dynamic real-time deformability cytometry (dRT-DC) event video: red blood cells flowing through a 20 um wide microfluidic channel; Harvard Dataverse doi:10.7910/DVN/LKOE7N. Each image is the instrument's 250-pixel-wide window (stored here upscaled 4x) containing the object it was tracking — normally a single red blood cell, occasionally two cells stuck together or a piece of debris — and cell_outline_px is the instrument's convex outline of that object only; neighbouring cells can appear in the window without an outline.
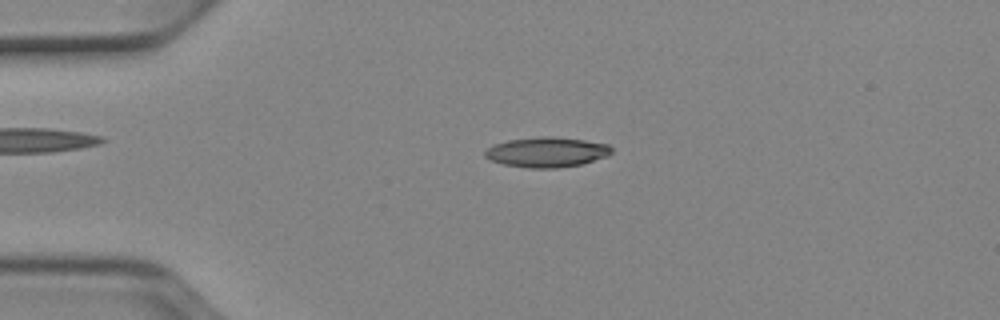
{"species": "Egyptian fruit bat (a non-hibernating species)", "species_latin": "Rousettus aegyptiacus", "temperature_condition": "cold", "stored_images_in_passage": 51, "camera_frame_rate_fps": 3000, "um_per_image_px": 0.085, "animal": {"sex": "female"}, "frame": {"image": 1, "passage_image": 11, "time_ms": 3.333, "image_size_px": [1000, 320], "cell_outline_px": [[612, 152], [608, 156], [580, 164], [556, 168], [528, 168], [504, 164], [488, 160], [484, 156], [484, 152], [492, 144], [508, 140], [540, 136], [556, 136], [584, 140], [608, 144], [612, 148]], "centroid_in_image_um": [46.45, 12.92], "position_along_channel_um": 38.6, "area_um2": 22.31}}
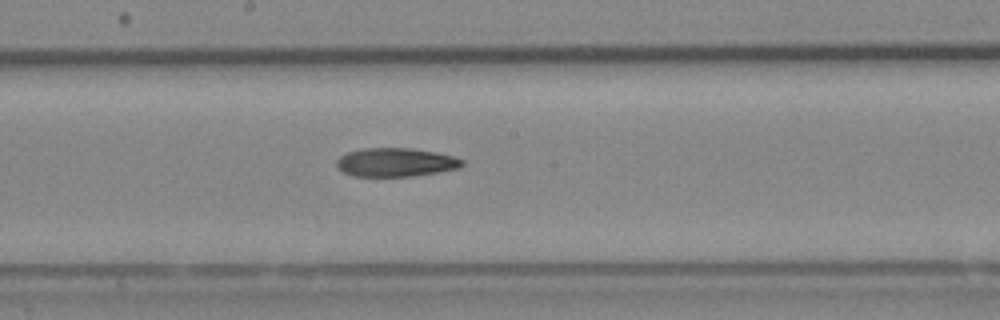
{"frame": {"image": 2, "passage_image": 27, "time_ms": 8.667, "image_size_px": [1000, 320], "cell_outline_px": [[464, 164], [460, 168], [440, 172], [412, 176], [352, 176], [344, 172], [336, 164], [336, 160], [340, 156], [348, 152], [364, 148], [412, 148], [436, 152], [452, 156], [464, 160]], "centroid_in_image_um": [33.66, 13.79], "position_along_channel_um": 214.5, "area_um2": 20.98}}
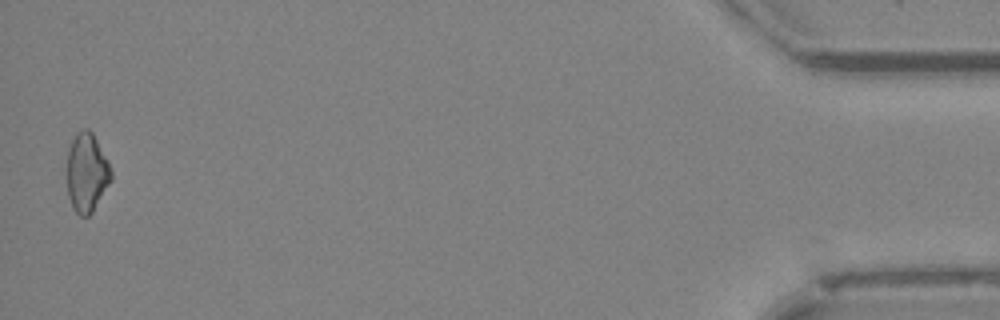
{"frame": {"image": 3, "passage_image": 50, "time_ms": 16.333, "image_size_px": [1000, 320], "cell_outline_px": [[112, 180], [92, 212], [88, 216], [80, 216], [72, 208], [68, 196], [64, 172], [68, 148], [76, 132], [84, 128], [88, 128], [92, 132], [112, 172]], "centroid_in_image_um": [7.31, 14.68], "position_along_channel_um": 427.9, "area_um2": 20.75}, "authors_computed_cell_mechanics": {"area_um2": 20.9814, "velocity_mm_per_s": 3.9231, "shape_relaxation_time_tau1_ms": 7.7659, "shape_relaxation_time_tau2_ms": null, "deformation_change_tau1": 0.176, "deformation_change_tau2": null}}